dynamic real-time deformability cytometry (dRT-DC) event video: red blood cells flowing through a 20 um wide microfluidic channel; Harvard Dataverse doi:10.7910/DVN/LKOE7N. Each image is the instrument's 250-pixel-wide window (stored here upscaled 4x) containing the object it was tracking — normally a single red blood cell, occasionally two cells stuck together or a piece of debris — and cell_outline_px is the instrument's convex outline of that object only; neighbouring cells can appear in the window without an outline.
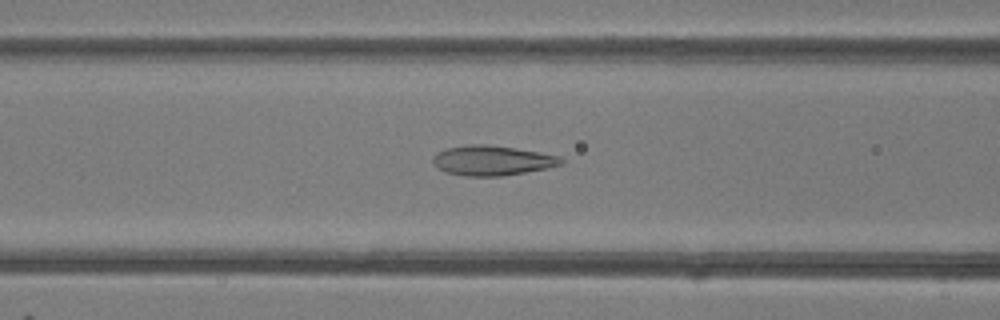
{"species": "common noctule bat (a hibernating species)", "species_latin": "Nyctalus noctula", "temperature_condition": "room temperature", "stored_images_in_passage": 42, "camera_frame_rate_fps": 3000, "um_per_image_px": 0.085, "animal": {"sex": "female"}, "frame": {"image": 1, "passage_image": 19, "time_ms": 6.0, "image_size_px": [1000, 320], "cell_outline_px": [[564, 164], [548, 168], [500, 176], [464, 176], [444, 172], [436, 168], [432, 164], [432, 156], [436, 152], [448, 148], [468, 144], [488, 144], [540, 152], [560, 156], [564, 160]], "centroid_in_image_um": [41.8, 13.64], "position_along_channel_um": 124.8, "area_um2": 22.6}}
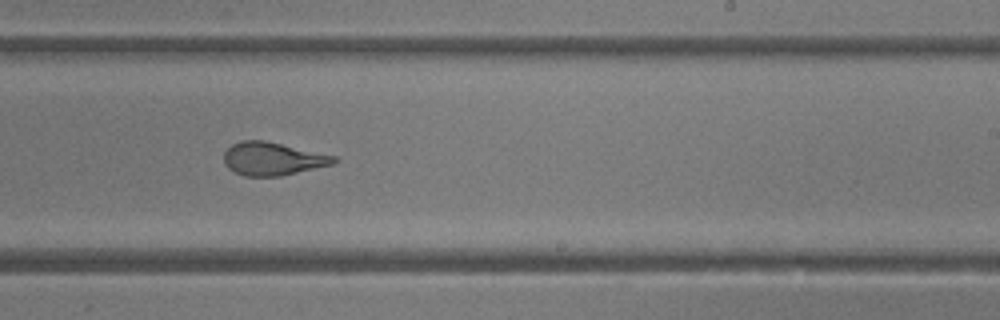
{"frame": {"image": 2, "passage_image": 29, "time_ms": 9.333, "image_size_px": [1000, 320], "cell_outline_px": [[340, 160], [332, 164], [280, 176], [244, 176], [228, 168], [224, 164], [224, 152], [232, 144], [240, 140], [264, 140], [336, 156]], "centroid_in_image_um": [23.16, 13.49], "position_along_channel_um": 265.8, "area_um2": 21.1}}
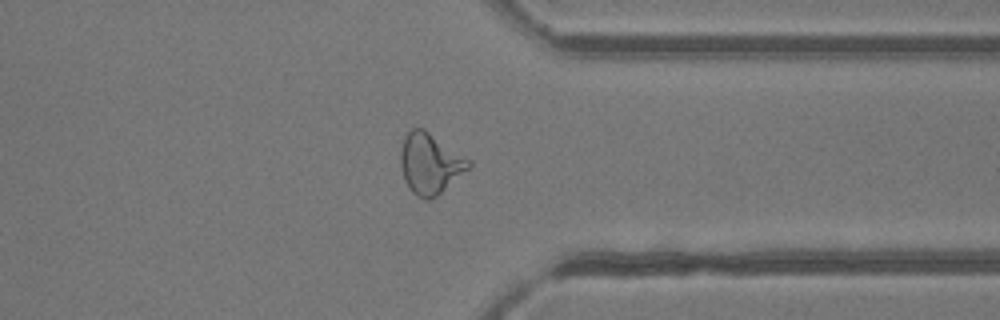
{"frame": {"image": 3, "passage_image": 37, "time_ms": 12.0, "image_size_px": [1000, 320], "cell_outline_px": [[472, 164], [468, 168], [432, 200], [424, 200], [416, 196], [412, 192], [404, 180], [400, 168], [400, 148], [404, 136], [412, 128], [424, 128], [472, 160]], "centroid_in_image_um": [36.53, 13.89], "position_along_channel_um": 374.9, "area_um2": 24.28}, "authors_computed_cell_mechanics": {"area_um2": 22.8021, "velocity_mm_per_s": 4.2385, "shape_relaxation_time_tau1_ms": 6.9118, "shape_relaxation_time_tau2_ms": 1.1581, "deformation_change_tau1": 0.2211, "deformation_change_tau2": 0.091}}